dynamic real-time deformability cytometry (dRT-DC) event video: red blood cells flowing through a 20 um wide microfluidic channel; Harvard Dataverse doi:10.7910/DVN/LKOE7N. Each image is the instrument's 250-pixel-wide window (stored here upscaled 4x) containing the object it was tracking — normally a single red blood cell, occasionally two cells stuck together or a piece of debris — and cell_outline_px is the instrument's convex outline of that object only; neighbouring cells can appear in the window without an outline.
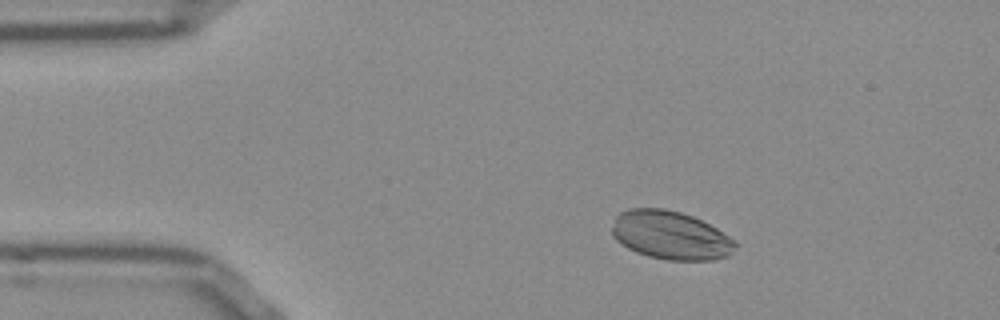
{"species": "Egyptian fruit bat (a non-hibernating species)", "species_latin": "Rousettus aegyptiacus", "temperature_condition": "room temperature", "stored_images_in_passage": 51, "camera_frame_rate_fps": 3000, "um_per_image_px": 0.085, "frame": {"image": 1, "passage_image": 7, "time_ms": 2.0, "image_size_px": [1000, 320], "cell_outline_px": [[736, 248], [728, 256], [712, 260], [668, 260], [648, 256], [636, 252], [620, 244], [612, 236], [612, 228], [616, 216], [620, 212], [628, 208], [664, 208], [680, 212], [692, 216], [716, 228], [736, 240]], "centroid_in_image_um": [56.98, 20.0], "position_along_channel_um": 28.0, "area_um2": 34.91}}
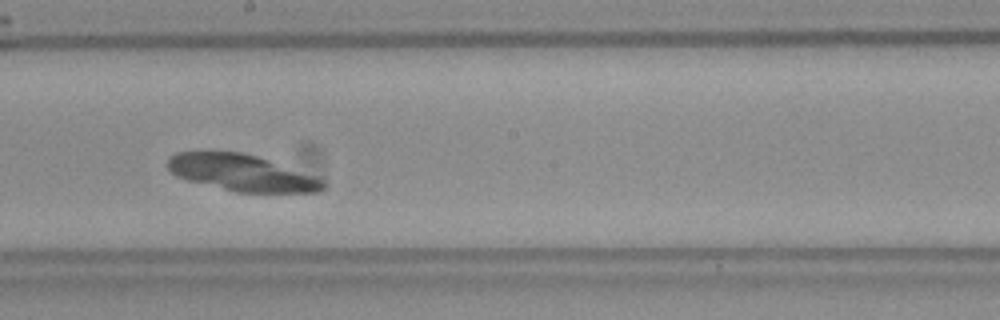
{"frame": {"image": 2, "passage_image": 27, "time_ms": 8.667, "image_size_px": [1000, 320], "cell_outline_px": [[328, 188], [320, 192], [236, 192], [188, 180], [176, 176], [168, 168], [168, 156], [176, 152], [240, 152], [256, 156], [316, 176], [324, 180], [328, 184]], "centroid_in_image_um": [20.59, 14.7], "position_along_channel_um": 227.6, "area_um2": 32.89}}
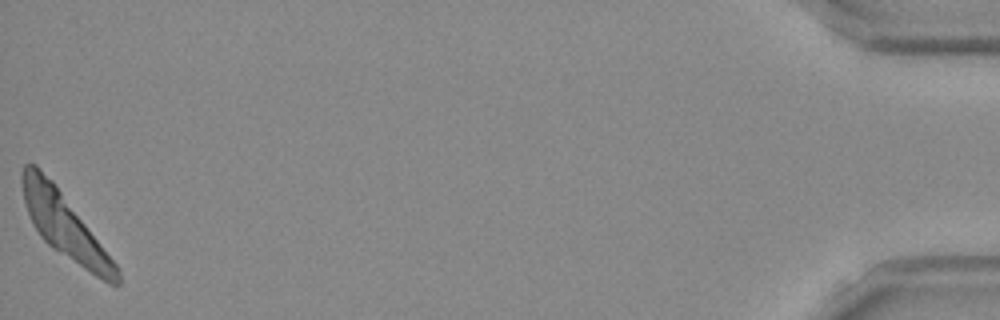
{"frame": {"image": 3, "passage_image": 51, "time_ms": 16.667, "image_size_px": [1000, 320], "cell_outline_px": [[120, 284], [108, 284], [52, 248], [40, 236], [32, 224], [24, 200], [20, 176], [20, 172], [24, 164], [36, 164], [52, 180], [120, 268]], "centroid_in_image_um": [5.49, 19.18], "position_along_channel_um": 429.7, "area_um2": 35.2}}